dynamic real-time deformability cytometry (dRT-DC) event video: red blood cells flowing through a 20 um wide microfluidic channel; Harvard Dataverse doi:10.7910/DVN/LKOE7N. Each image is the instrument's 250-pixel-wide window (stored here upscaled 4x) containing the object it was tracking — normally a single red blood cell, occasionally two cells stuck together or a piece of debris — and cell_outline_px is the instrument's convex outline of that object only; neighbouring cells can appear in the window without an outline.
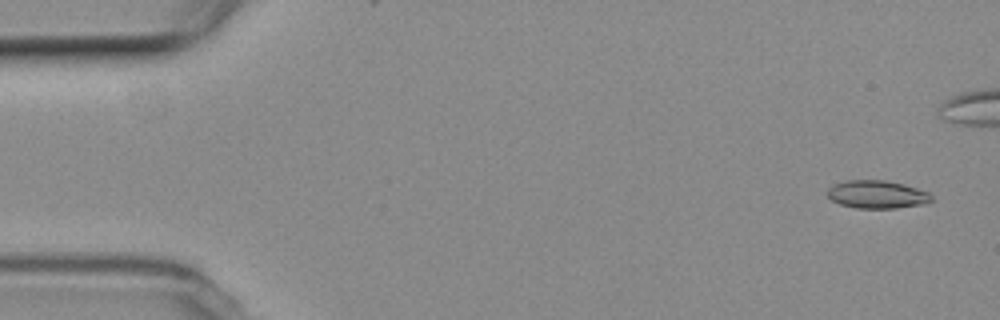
{"species": "common noctule bat (a hibernating species)", "species_latin": "Nyctalus noctula", "temperature_condition": "room temperature", "stored_images_in_passage": 5, "camera_frame_rate_fps": 3000, "um_per_image_px": 0.085, "animal": {"sex": "female", "body_mass_g": 19.3, "forearm_length_mm": 54.1}, "frame": {"image": 1, "passage_image": 1, "time_ms": 0.0, "image_size_px": [1000, 320], "cell_outline_px": [[932, 200], [928, 204], [896, 208], [856, 208], [840, 204], [832, 200], [828, 196], [828, 188], [832, 184], [848, 180], [884, 180], [904, 184], [928, 192], [932, 196]], "centroid_in_image_um": [74.56, 16.53], "position_along_channel_um": 10.4, "area_um2": 17.05}}